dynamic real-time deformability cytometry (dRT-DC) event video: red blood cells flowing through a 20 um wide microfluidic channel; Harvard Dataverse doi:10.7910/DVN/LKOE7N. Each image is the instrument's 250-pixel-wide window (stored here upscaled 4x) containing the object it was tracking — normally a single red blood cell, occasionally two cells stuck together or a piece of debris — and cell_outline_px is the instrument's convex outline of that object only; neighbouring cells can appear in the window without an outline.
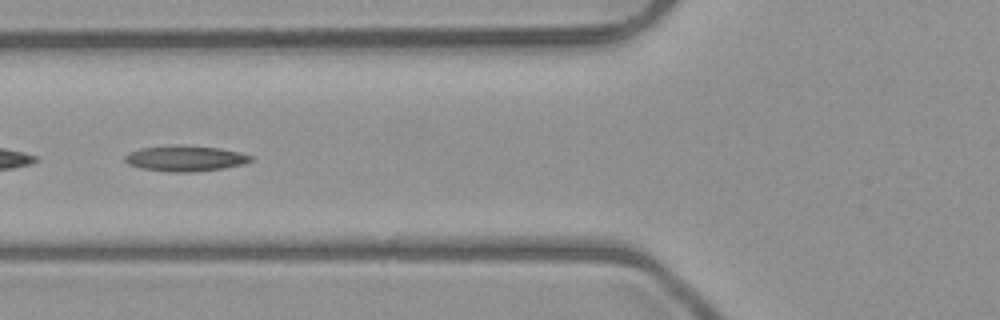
{"species": "common noctule bat (a hibernating species)", "species_latin": "Nyctalus noctula", "temperature_condition": "room temperature", "stored_images_in_passage": 7, "camera_frame_rate_fps": 3000, "um_per_image_px": 0.085, "animal": {"sex": "male", "body_mass_g": 23.1, "forearm_length_mm": 52.7}, "frame": {"image": 1, "passage_image": 5, "time_ms": 5.0, "image_size_px": [1000, 320], "cell_outline_px": [[252, 160], [244, 164], [224, 168], [192, 172], [172, 172], [140, 168], [128, 164], [124, 160], [124, 156], [132, 152], [144, 148], [220, 148], [240, 152], [252, 156]], "centroid_in_image_um": [15.8, 13.53], "position_along_channel_um": 110.0, "area_um2": 17.69}}
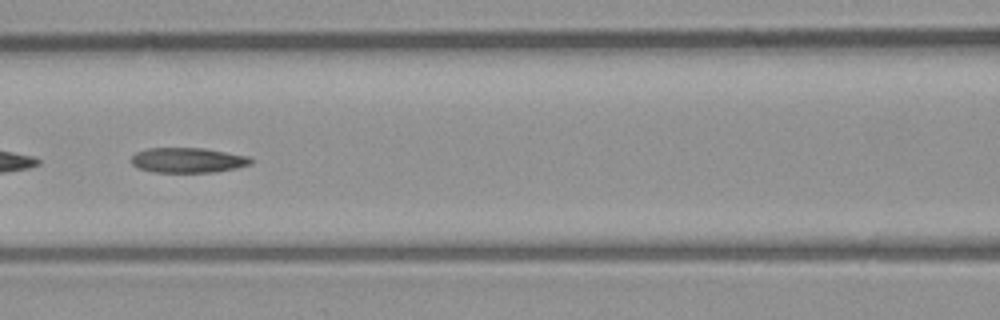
{"frame": {"image": 2, "passage_image": 6, "time_ms": 6.0, "image_size_px": [1000, 320], "cell_outline_px": [[252, 164], [236, 168], [216, 172], [152, 172], [136, 168], [132, 164], [132, 156], [136, 152], [148, 148], [204, 148], [248, 156], [252, 160]], "centroid_in_image_um": [15.95, 13.62], "position_along_channel_um": 150.6, "area_um2": 17.51}}
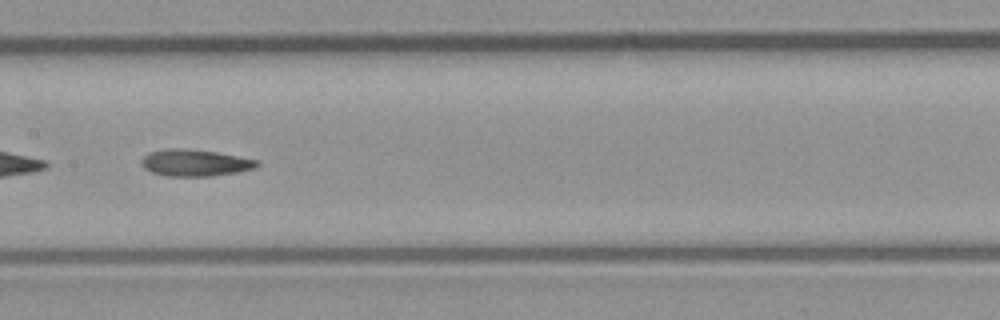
{"frame": {"image": 3, "passage_image": 7, "time_ms": 7.0, "image_size_px": [1000, 320], "cell_outline_px": [[260, 164], [256, 168], [236, 172], [212, 176], [164, 176], [152, 172], [144, 168], [140, 164], [140, 160], [144, 156], [152, 152], [164, 148], [184, 148], [216, 152], [260, 160]], "centroid_in_image_um": [16.58, 13.84], "position_along_channel_um": 190.8, "area_um2": 18.15}}